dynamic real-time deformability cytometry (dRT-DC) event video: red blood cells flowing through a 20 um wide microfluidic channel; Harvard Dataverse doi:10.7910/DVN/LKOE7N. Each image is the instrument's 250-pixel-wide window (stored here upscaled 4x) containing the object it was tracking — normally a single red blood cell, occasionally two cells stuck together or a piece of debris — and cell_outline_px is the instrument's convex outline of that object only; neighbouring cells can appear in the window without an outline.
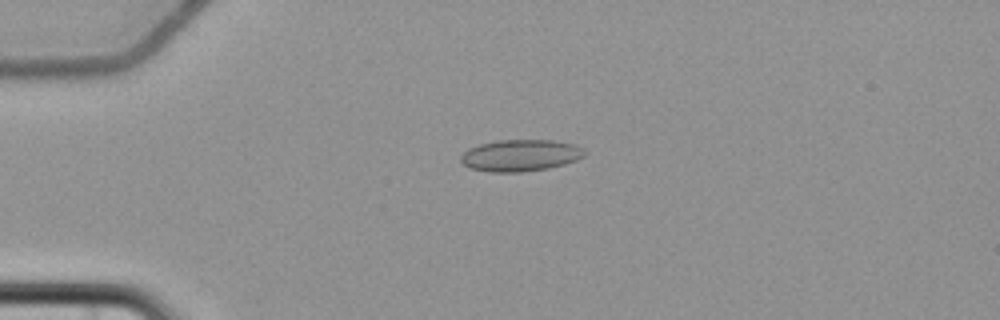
{"species": "common noctule bat (a hibernating species)", "species_latin": "Nyctalus noctula", "temperature_condition": "cold", "stored_images_in_passage": 7, "camera_frame_rate_fps": 3000, "um_per_image_px": 0.085, "animal": {"sex": "female", "body_mass_g": 22.7, "forearm_length_mm": 54.2}, "frame": {"image": 1, "passage_image": 5, "time_ms": 4.667, "image_size_px": [1000, 320], "cell_outline_px": [[588, 152], [584, 156], [576, 160], [564, 164], [548, 168], [520, 172], [492, 172], [468, 168], [460, 160], [460, 156], [468, 148], [480, 144], [496, 140], [552, 140], [576, 144], [584, 148]], "centroid_in_image_um": [44.25, 13.2], "position_along_channel_um": 40.7, "area_um2": 23.06}}
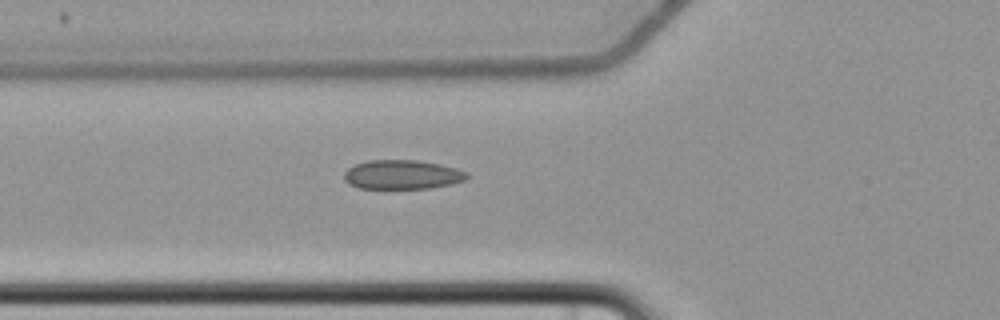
{"frame": {"image": 2, "passage_image": 7, "time_ms": 7.0, "image_size_px": [1000, 320], "cell_outline_px": [[468, 176], [464, 180], [452, 184], [428, 188], [360, 188], [348, 184], [344, 180], [344, 172], [348, 168], [356, 164], [368, 160], [416, 160], [440, 164], [456, 168], [468, 172]], "centroid_in_image_um": [34.18, 14.84], "position_along_channel_um": 91.6, "area_um2": 20.87}}